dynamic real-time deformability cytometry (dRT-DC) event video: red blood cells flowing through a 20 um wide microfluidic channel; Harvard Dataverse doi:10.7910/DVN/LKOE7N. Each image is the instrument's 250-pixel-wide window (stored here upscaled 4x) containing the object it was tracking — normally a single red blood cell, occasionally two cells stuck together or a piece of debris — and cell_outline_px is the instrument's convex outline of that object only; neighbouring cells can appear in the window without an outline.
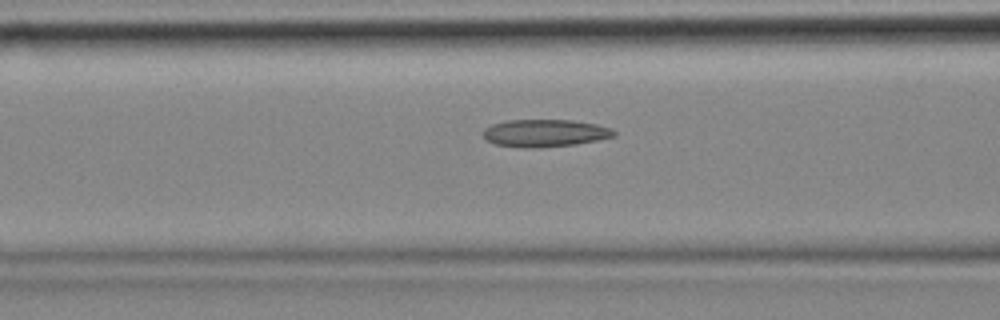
{"species": "common noctule bat (a hibernating species)", "species_latin": "Nyctalus noctula", "temperature_condition": "cold", "stored_images_in_passage": 57, "camera_frame_rate_fps": 3000, "um_per_image_px": 0.085, "animal": {"sex": "female", "body_mass_g": 18.4}, "frame": {"image": 1, "passage_image": 22, "time_ms": 7.0, "image_size_px": [1000, 320], "cell_outline_px": [[616, 136], [576, 144], [496, 144], [488, 140], [480, 132], [484, 128], [492, 124], [508, 120], [572, 120], [596, 124], [612, 128], [616, 132]], "centroid_in_image_um": [46.38, 11.24], "position_along_channel_um": 120.2, "area_um2": 19.65}}
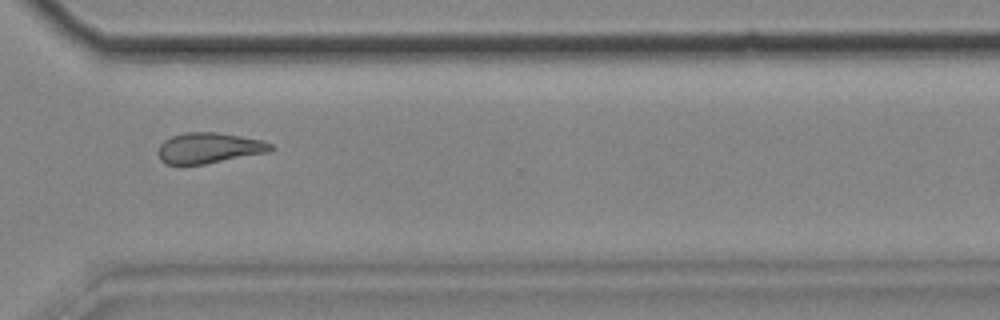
{"frame": {"image": 2, "passage_image": 42, "time_ms": 13.667, "image_size_px": [1000, 320], "cell_outline_px": [[276, 148], [272, 152], [204, 164], [168, 164], [160, 160], [156, 152], [160, 144], [164, 140], [172, 136], [184, 132], [216, 132], [260, 140], [272, 144]], "centroid_in_image_um": [17.77, 12.58], "position_along_channel_um": 352.8, "area_um2": 20.23}}
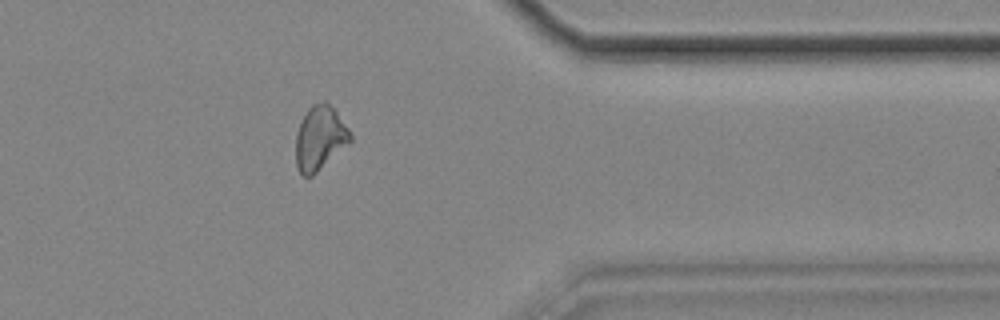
{"frame": {"image": 3, "passage_image": 46, "time_ms": 15.0, "image_size_px": [1000, 320], "cell_outline_px": [[352, 140], [312, 176], [304, 176], [300, 172], [296, 164], [296, 136], [300, 124], [308, 108], [312, 104], [324, 100], [336, 108], [348, 128], [352, 136]], "centroid_in_image_um": [27.2, 11.69], "position_along_channel_um": 384.2, "area_um2": 20.29}, "authors_computed_cell_mechanics": {"area_um2": 20.808, "velocity_mm_per_s": 3.4827, "shape_relaxation_time_tau1_ms": null, "shape_relaxation_time_tau2_ms": 4.4632, "deformation_change_tau1": null, "deformation_change_tau2": 0.1202}}